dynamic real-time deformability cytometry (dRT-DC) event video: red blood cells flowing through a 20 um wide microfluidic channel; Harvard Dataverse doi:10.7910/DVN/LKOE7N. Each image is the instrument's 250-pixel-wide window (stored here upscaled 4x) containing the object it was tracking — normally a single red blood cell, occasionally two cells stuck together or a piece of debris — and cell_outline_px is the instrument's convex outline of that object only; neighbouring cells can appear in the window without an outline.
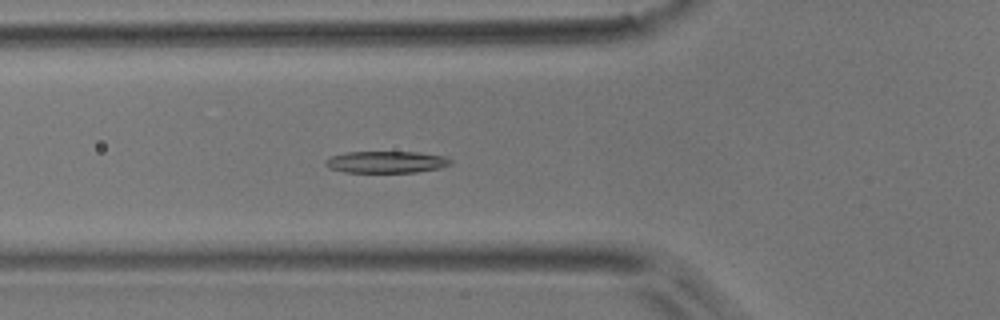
{"species": "common noctule bat (a hibernating species)", "species_latin": "Nyctalus noctula", "temperature_condition": "room temperature", "stored_images_in_passage": 46, "camera_frame_rate_fps": 3000, "um_per_image_px": 0.085, "animal": {"sex": "male", "body_mass_g": 17.9}, "frame": {"image": 1, "passage_image": 13, "time_ms": 4.0, "image_size_px": [1000, 320], "cell_outline_px": [[452, 164], [440, 168], [416, 172], [344, 172], [328, 168], [324, 164], [324, 160], [332, 156], [348, 152], [420, 152], [448, 156], [452, 160]], "centroid_in_image_um": [32.87, 13.77], "position_along_channel_um": 92.9, "area_um2": 16.07}}
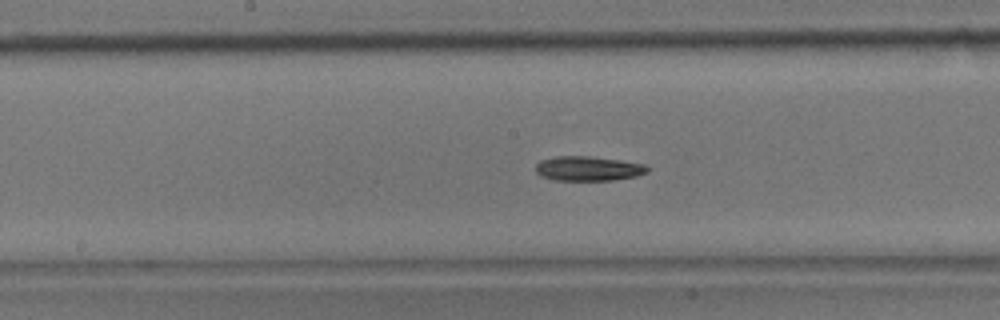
{"frame": {"image": 2, "passage_image": 21, "time_ms": 6.667, "image_size_px": [1000, 320], "cell_outline_px": [[648, 172], [636, 176], [612, 180], [556, 180], [540, 176], [536, 172], [536, 164], [540, 160], [556, 156], [588, 156], [620, 160], [644, 164], [648, 168]], "centroid_in_image_um": [49.97, 14.32], "position_along_channel_um": 198.2, "area_um2": 15.95}}
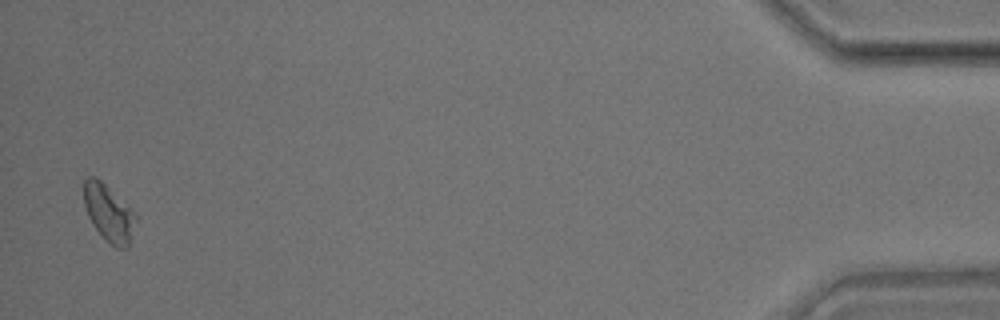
{"frame": {"image": 3, "passage_image": 45, "time_ms": 14.667, "image_size_px": [1000, 320], "cell_outline_px": [[136, 220], [128, 248], [116, 248], [104, 240], [92, 224], [88, 216], [84, 204], [84, 180], [88, 176], [96, 176], [132, 208], [136, 216]], "centroid_in_image_um": [9.24, 18.11], "position_along_channel_um": 426.0, "area_um2": 17.34}, "authors_computed_cell_mechanics": {"area_um2": 16.2418, "velocity_mm_per_s": 3.9321, "shape_relaxation_time_tau1_ms": 2.2601, "shape_relaxation_time_tau2_ms": null, "deformation_change_tau1": 0.0969, "deformation_change_tau2": null}}